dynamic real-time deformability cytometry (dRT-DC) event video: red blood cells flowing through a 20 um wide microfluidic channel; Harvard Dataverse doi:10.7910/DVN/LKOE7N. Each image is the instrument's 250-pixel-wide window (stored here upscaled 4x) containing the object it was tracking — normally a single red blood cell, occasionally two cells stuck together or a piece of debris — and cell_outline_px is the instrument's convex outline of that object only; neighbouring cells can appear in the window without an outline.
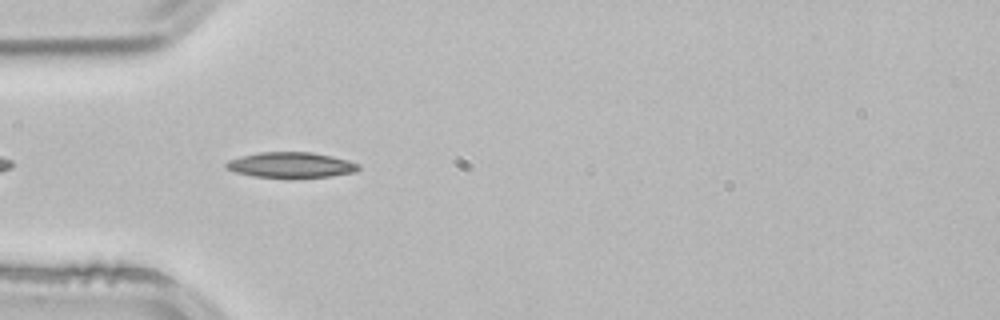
{"species": "common noctule bat (a hibernating species)", "species_latin": "Nyctalus noctula", "temperature_condition": "room temperature", "stored_images_in_passage": 3, "camera_frame_rate_fps": 3000, "um_per_image_px": 0.085, "animal": {"sex": "male", "body_mass_g": 21.5, "forearm_length_mm": 52.0}, "frame": {"image": 1, "passage_image": 3, "time_ms": 0.667, "image_size_px": [1000, 320], "cell_outline_px": [[360, 168], [356, 172], [332, 176], [252, 176], [236, 172], [224, 168], [224, 164], [228, 160], [260, 152], [312, 152], [332, 156], [348, 160], [360, 164]], "centroid_in_image_um": [24.75, 14.0], "position_along_channel_um": 60.2, "area_um2": 19.25}}